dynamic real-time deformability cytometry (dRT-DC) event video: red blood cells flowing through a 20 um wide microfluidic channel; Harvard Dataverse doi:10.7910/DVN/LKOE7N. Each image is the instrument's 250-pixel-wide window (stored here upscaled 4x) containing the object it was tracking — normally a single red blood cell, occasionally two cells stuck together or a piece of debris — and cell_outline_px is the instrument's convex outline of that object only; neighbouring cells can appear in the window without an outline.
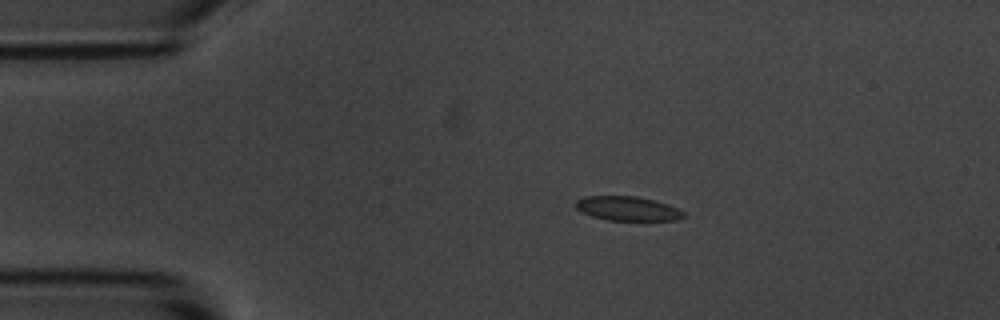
{"species": "common noctule bat (a hibernating species)", "species_latin": "Nyctalus noctula", "temperature_condition": "room temperature", "stored_images_in_passage": 14, "camera_frame_rate_fps": 3000, "um_per_image_px": 0.085, "animal": {"sex": "male", "body_mass_g": 20.1, "forearm_length_mm": 53.5}, "frame": {"image": 1, "passage_image": 3, "time_ms": 2.0, "image_size_px": [1000, 320], "cell_outline_px": [[684, 216], [676, 220], [608, 220], [592, 216], [576, 208], [576, 200], [584, 196], [636, 196], [656, 200], [680, 208], [684, 212]], "centroid_in_image_um": [53.38, 17.71], "position_along_channel_um": 31.6, "area_um2": 15.26}}
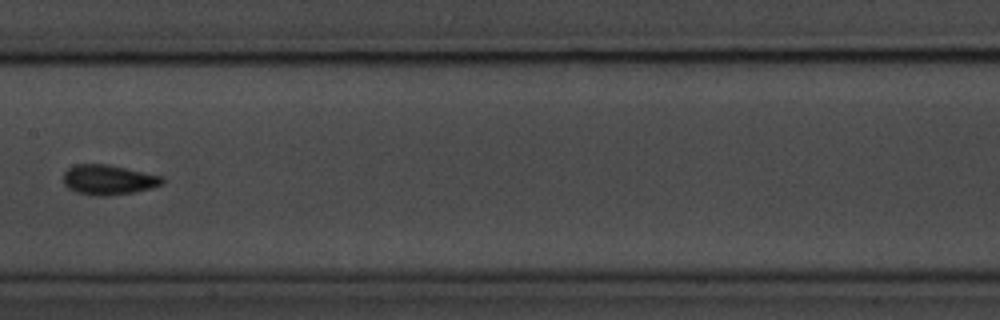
{"frame": {"image": 2, "passage_image": 7, "time_ms": 7.667, "image_size_px": [1000, 320], "cell_outline_px": [[164, 184], [152, 188], [136, 192], [108, 196], [96, 196], [76, 192], [68, 188], [64, 184], [64, 172], [68, 168], [76, 164], [108, 164], [164, 176]], "centroid_in_image_um": [9.25, 15.28], "position_along_channel_um": 198.1, "area_um2": 17.51}}
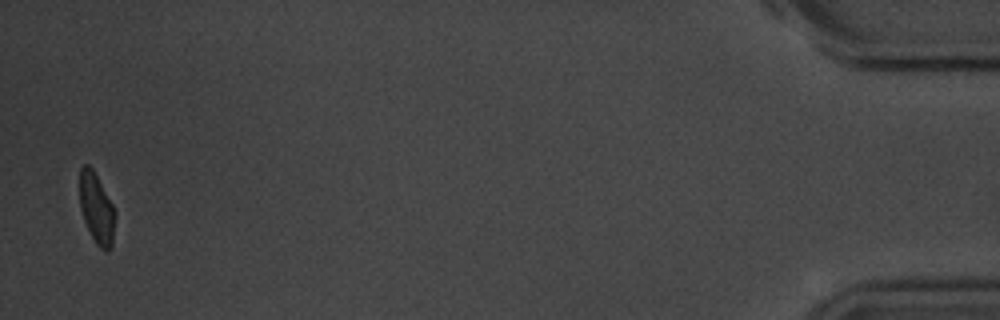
{"frame": {"image": 3, "passage_image": 14, "time_ms": 16.333, "image_size_px": [1000, 320], "cell_outline_px": [[116, 216], [112, 244], [108, 252], [104, 252], [96, 244], [84, 220], [80, 208], [80, 168], [84, 164], [88, 164], [92, 168], [112, 204], [116, 212]], "centroid_in_image_um": [8.22, 17.75], "position_along_channel_um": 427.0, "area_um2": 14.51}, "authors_computed_cell_mechanics": {"area_um2": 15.6927, "velocity_mm_per_s": 3.69, "shape_relaxation_time_tau1_ms": 1.045, "shape_relaxation_time_tau2_ms": 2.4268, "deformation_change_tau1": 0.0727, "deformation_change_tau2": 0.0331}}